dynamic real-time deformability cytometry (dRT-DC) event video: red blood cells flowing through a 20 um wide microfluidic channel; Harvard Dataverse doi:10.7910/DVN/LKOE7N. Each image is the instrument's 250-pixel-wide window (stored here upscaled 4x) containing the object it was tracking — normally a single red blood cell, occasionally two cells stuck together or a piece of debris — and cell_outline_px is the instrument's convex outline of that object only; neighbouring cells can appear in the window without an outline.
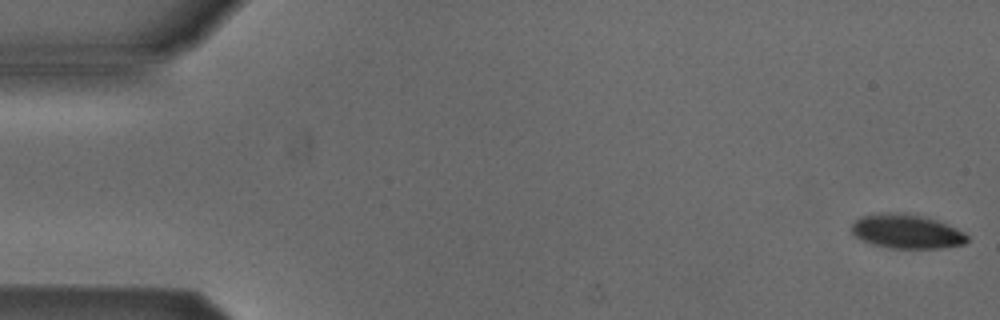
{"species": "Egyptian fruit bat (a non-hibernating species)", "species_latin": "Rousettus aegyptiacus", "temperature_condition": "cold", "stored_images_in_passage": 53, "camera_frame_rate_fps": 3000, "um_per_image_px": 0.085, "animal": {"sex": "male"}, "frame": {"image": 1, "passage_image": 1, "time_ms": 0.0, "image_size_px": [1000, 320], "cell_outline_px": [[968, 240], [964, 244], [940, 248], [892, 248], [872, 244], [856, 236], [852, 232], [852, 224], [860, 216], [880, 212], [888, 212], [920, 216], [936, 220], [956, 228], [964, 232], [968, 236]], "centroid_in_image_um": [77.06, 19.67], "position_along_channel_um": 7.9, "area_um2": 22.72}}
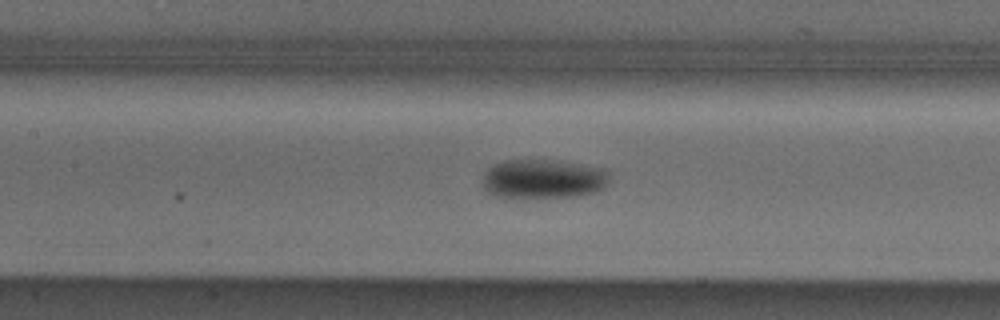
{"frame": {"image": 2, "passage_image": 24, "time_ms": 7.667, "image_size_px": [1000, 320], "cell_outline_px": [[608, 184], [604, 188], [592, 192], [576, 196], [496, 196], [488, 192], [484, 188], [484, 172], [488, 168], [504, 160], [548, 160], [604, 168], [608, 172]], "centroid_in_image_um": [46.18, 15.19], "position_along_channel_um": 161.2, "area_um2": 28.26}}
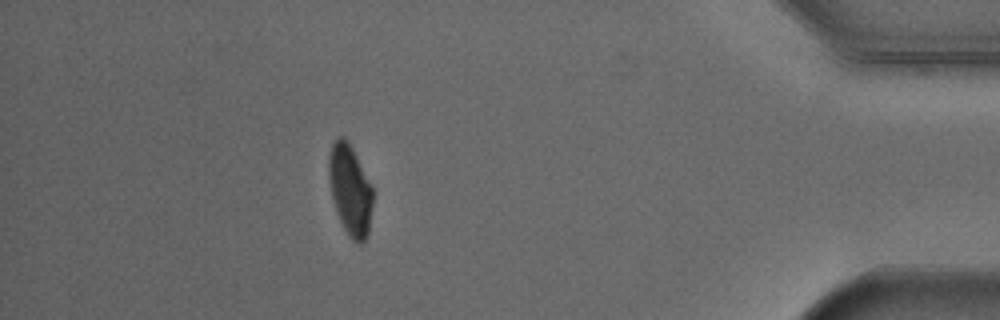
{"frame": {"image": 3, "passage_image": 47, "time_ms": 15.333, "image_size_px": [1000, 320], "cell_outline_px": [[372, 204], [368, 232], [364, 240], [360, 244], [356, 244], [348, 236], [340, 220], [332, 196], [328, 180], [328, 156], [332, 144], [340, 136], [344, 136], [348, 140], [372, 188]], "centroid_in_image_um": [29.73, 16.14], "position_along_channel_um": 405.5, "area_um2": 22.89}, "authors_computed_cell_mechanics": {"area_um2": 24.9696, "velocity_mm_per_s": 3.8551, "shape_relaxation_time_tau1_ms": 2.6985, "shape_relaxation_time_tau2_ms": null, "deformation_change_tau1": 0.1092, "deformation_change_tau2": null}}